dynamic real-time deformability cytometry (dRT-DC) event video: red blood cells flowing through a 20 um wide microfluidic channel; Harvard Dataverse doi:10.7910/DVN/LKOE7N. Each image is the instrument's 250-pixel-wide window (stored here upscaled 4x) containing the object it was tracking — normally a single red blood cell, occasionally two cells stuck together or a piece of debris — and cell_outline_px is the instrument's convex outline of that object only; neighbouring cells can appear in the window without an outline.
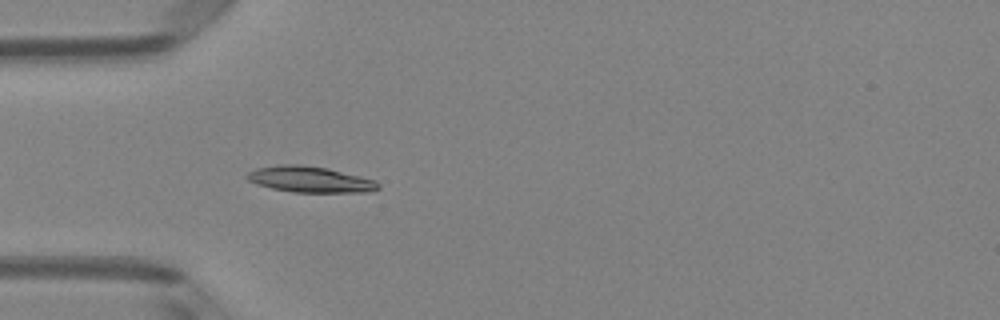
{"species": "Egyptian fruit bat (a non-hibernating species)", "species_latin": "Rousettus aegyptiacus", "temperature_condition": "room temperature", "stored_images_in_passage": 25, "camera_frame_rate_fps": 3000, "um_per_image_px": 0.085, "animal": {"sex": "female"}, "frame": {"image": 1, "passage_image": 4, "time_ms": 1.0, "image_size_px": [1000, 320], "cell_outline_px": [[380, 188], [372, 192], [292, 192], [272, 188], [256, 184], [248, 180], [244, 176], [248, 172], [256, 168], [276, 164], [300, 164], [328, 168], [376, 180], [380, 184]], "centroid_in_image_um": [26.35, 15.24], "position_along_channel_um": 58.7, "area_um2": 20.11}}
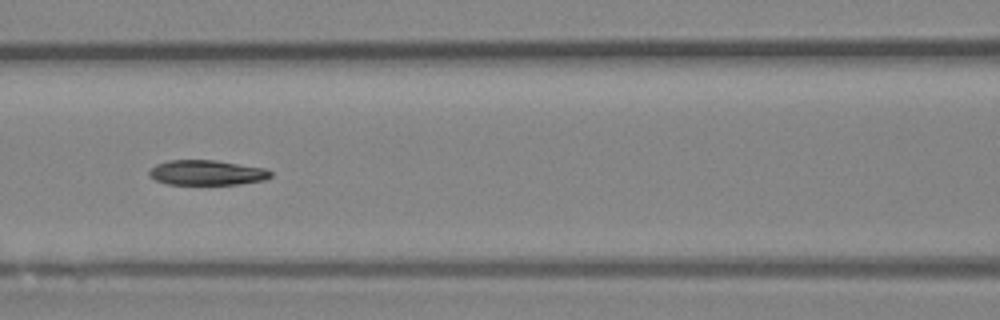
{"frame": {"image": 2, "passage_image": 11, "time_ms": 3.333, "image_size_px": [1000, 320], "cell_outline_px": [[272, 176], [264, 180], [240, 184], [168, 184], [156, 180], [148, 176], [148, 172], [156, 164], [168, 160], [216, 160], [264, 168], [272, 172]], "centroid_in_image_um": [17.57, 14.67], "position_along_channel_um": 149.0, "area_um2": 17.69}}
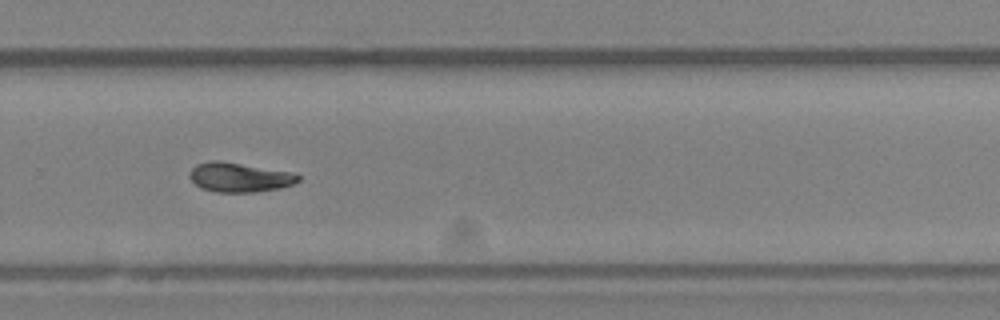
{"frame": {"image": 3, "passage_image": 23, "time_ms": 7.333, "image_size_px": [1000, 320], "cell_outline_px": [[300, 180], [292, 184], [280, 188], [256, 192], [216, 192], [200, 188], [188, 176], [188, 172], [196, 164], [208, 160], [216, 160], [292, 172], [300, 176]], "centroid_in_image_um": [20.31, 15.07], "position_along_channel_um": 309.5, "area_um2": 18.61}}